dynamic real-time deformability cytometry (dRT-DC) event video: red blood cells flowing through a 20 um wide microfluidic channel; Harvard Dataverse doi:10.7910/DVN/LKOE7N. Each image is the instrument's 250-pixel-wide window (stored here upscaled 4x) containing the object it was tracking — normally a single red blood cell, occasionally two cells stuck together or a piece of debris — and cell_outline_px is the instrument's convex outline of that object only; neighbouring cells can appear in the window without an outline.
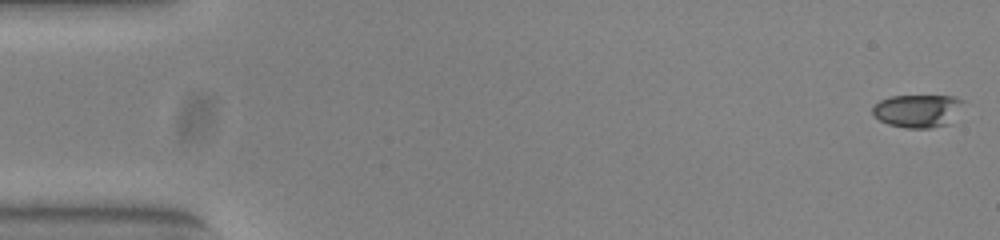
{"species": "common noctule bat (a hibernating species)", "species_latin": "Nyctalus noctula", "temperature_condition": "warm", "stored_images_in_passage": 53, "camera_frame_rate_fps": 3000, "um_per_image_px": 0.085, "animal": {"sex": "female", "body_mass_g": 23.0, "forearm_length_mm": 53.4}, "frame": {"image": 1, "passage_image": 1, "time_ms": 0.0, "image_size_px": [1000, 240], "cell_outline_px": [[964, 100], [948, 124], [932, 128], [904, 128], [888, 124], [880, 120], [872, 112], [872, 108], [880, 100], [892, 96], [956, 96]], "centroid_in_image_um": [77.97, 9.42], "position_along_channel_um": 7.0, "area_um2": 17.17}}
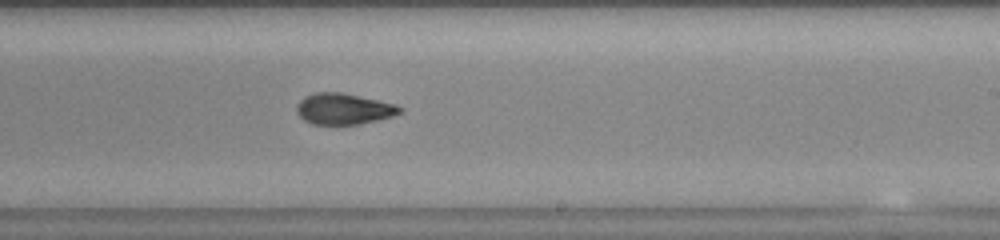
{"frame": {"image": 2, "passage_image": 32, "time_ms": 10.333, "image_size_px": [1000, 240], "cell_outline_px": [[404, 112], [392, 116], [360, 124], [312, 124], [304, 120], [296, 112], [296, 104], [304, 96], [316, 92], [340, 92], [396, 104], [404, 108]], "centroid_in_image_um": [29.21, 9.25], "position_along_channel_um": 259.8, "area_um2": 18.73}}
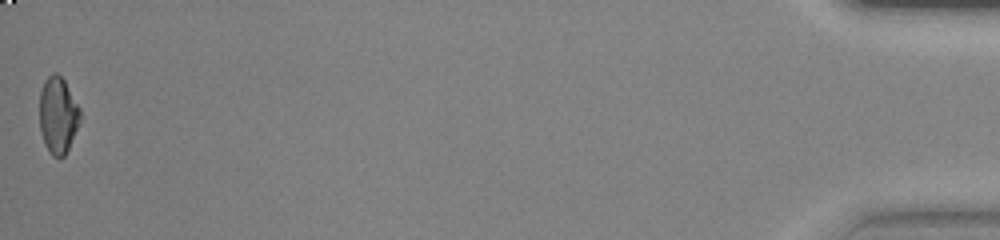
{"frame": {"image": 3, "passage_image": 53, "time_ms": 17.333, "image_size_px": [1000, 240], "cell_outline_px": [[80, 120], [68, 148], [64, 156], [60, 160], [52, 156], [48, 152], [44, 144], [40, 128], [40, 92], [44, 80], [52, 72], [56, 72], [64, 80], [80, 108]], "centroid_in_image_um": [4.91, 9.81], "position_along_channel_um": 430.3, "area_um2": 18.15}, "authors_computed_cell_mechanics": {"area_um2": 18.7272, "velocity_mm_per_s": 3.8847, "shape_relaxation_time_tau1_ms": 5.1279, "shape_relaxation_time_tau2_ms": 2.4862, "deformation_change_tau1": 0.1781, "deformation_change_tau2": 0.0763}}